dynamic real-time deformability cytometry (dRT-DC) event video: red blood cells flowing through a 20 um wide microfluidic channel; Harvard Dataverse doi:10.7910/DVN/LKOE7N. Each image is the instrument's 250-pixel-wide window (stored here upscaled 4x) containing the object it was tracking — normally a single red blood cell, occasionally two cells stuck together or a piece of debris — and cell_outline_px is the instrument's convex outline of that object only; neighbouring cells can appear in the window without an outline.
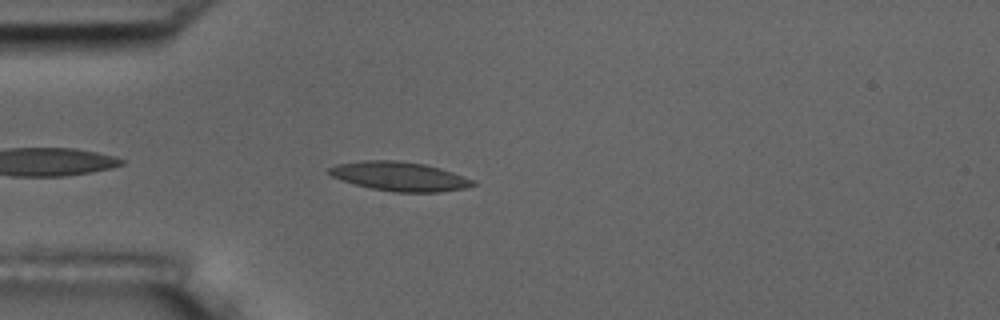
{"species": "common noctule bat (a hibernating species)", "species_latin": "Nyctalus noctula", "temperature_condition": "room temperature", "stored_images_in_passage": 4, "camera_frame_rate_fps": 3000, "um_per_image_px": 0.085, "animal": {"sex": "male", "body_mass_g": 17.5, "forearm_length_mm": 52.3}, "frame": {"image": 1, "passage_image": 4, "time_ms": 3.333, "image_size_px": [1000, 320], "cell_outline_px": [[476, 184], [464, 188], [440, 192], [396, 192], [372, 188], [356, 184], [332, 176], [328, 172], [328, 168], [336, 164], [364, 160], [396, 160], [424, 164], [440, 168], [476, 180]], "centroid_in_image_um": [33.99, 14.98], "position_along_channel_um": 51.0, "area_um2": 24.22}}